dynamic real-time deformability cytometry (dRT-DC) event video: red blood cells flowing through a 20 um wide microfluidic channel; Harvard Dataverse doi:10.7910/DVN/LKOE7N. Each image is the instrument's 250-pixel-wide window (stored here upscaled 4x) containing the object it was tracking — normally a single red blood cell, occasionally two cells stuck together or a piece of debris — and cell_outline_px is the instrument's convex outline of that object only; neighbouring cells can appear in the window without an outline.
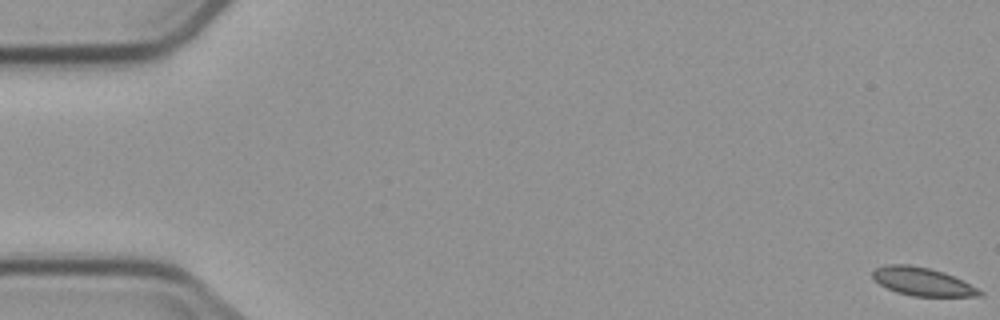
{"species": "common noctule bat (a hibernating species)", "species_latin": "Nyctalus noctula", "temperature_condition": "cold", "stored_images_in_passage": 6, "camera_frame_rate_fps": 3000, "um_per_image_px": 0.085, "animal": {"sex": "male", "body_mass_g": 23.1, "forearm_length_mm": 52.7}, "frame": {"image": 1, "passage_image": 1, "time_ms": 0.0, "image_size_px": [1000, 320], "cell_outline_px": [[984, 296], [912, 296], [896, 292], [880, 284], [872, 276], [872, 272], [876, 268], [888, 264], [908, 264], [928, 268], [944, 272], [984, 292]], "centroid_in_image_um": [78.39, 23.94], "position_along_channel_um": 6.6, "area_um2": 17.28}}
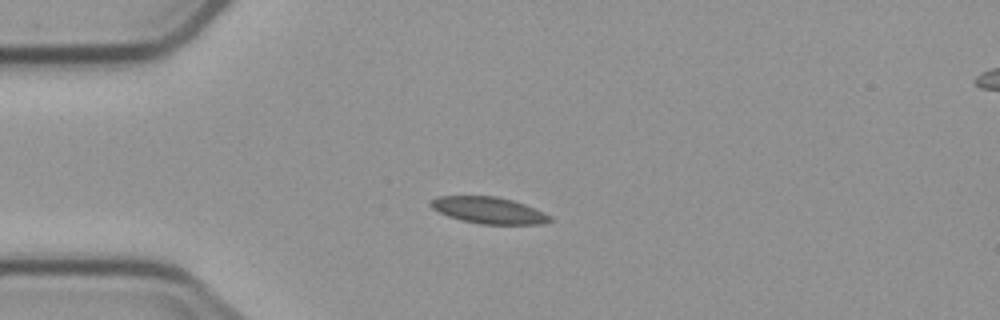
{"frame": {"image": 2, "passage_image": 5, "time_ms": 4.667, "image_size_px": [1000, 320], "cell_outline_px": [[552, 220], [544, 224], [480, 224], [460, 220], [448, 216], [432, 208], [432, 200], [436, 196], [496, 196], [512, 200], [524, 204], [552, 216]], "centroid_in_image_um": [41.56, 17.88], "position_along_channel_um": 43.4, "area_um2": 18.32}}